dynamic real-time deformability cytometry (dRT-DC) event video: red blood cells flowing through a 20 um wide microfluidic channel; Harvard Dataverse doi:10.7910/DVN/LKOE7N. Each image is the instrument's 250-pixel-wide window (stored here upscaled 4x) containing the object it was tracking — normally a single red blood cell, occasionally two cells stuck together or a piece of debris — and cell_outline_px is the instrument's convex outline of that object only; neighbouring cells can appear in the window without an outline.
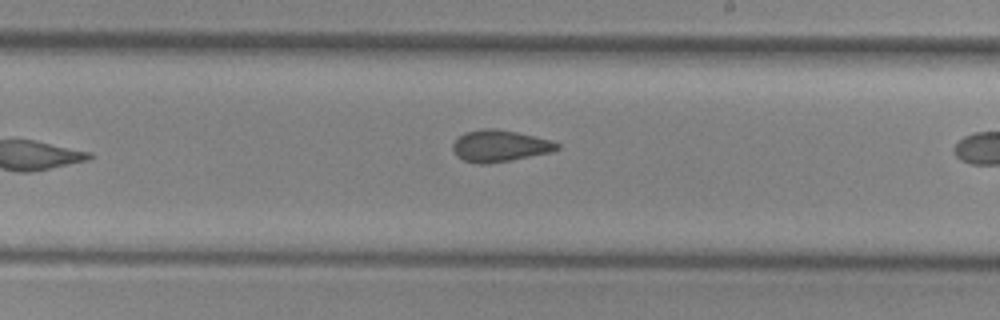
{"species": "common noctule bat (a hibernating species)", "species_latin": "Nyctalus noctula", "temperature_condition": "cold", "stored_images_in_passage": 10, "camera_frame_rate_fps": 3000, "um_per_image_px": 0.085, "animal": {"sex": "female", "body_mass_g": 29.2, "forearm_length_mm": 56.3}, "frame": {"image": 1, "passage_image": 9, "time_ms": 10.333, "image_size_px": [1000, 320], "cell_outline_px": [[560, 148], [552, 152], [512, 160], [488, 164], [476, 164], [464, 160], [456, 156], [452, 148], [452, 144], [464, 132], [484, 128], [496, 128], [516, 132], [552, 140], [560, 144]], "centroid_in_image_um": [42.48, 12.41], "position_along_channel_um": 246.5, "area_um2": 19.42}}